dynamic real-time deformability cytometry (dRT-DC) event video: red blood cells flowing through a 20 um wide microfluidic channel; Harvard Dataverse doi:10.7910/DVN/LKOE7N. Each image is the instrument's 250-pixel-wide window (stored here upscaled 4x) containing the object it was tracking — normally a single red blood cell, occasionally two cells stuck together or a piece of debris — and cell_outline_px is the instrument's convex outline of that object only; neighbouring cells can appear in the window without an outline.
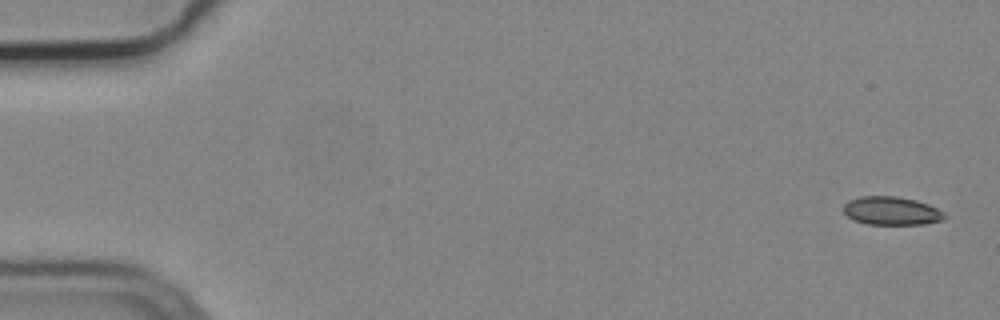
{"species": "common noctule bat (a hibernating species)", "species_latin": "Nyctalus noctula", "temperature_condition": "cold", "stored_images_in_passage": 5, "camera_frame_rate_fps": 3000, "um_per_image_px": 0.085, "animal": {"sex": "male", "body_mass_g": 19.2, "forearm_length_mm": 51.8}, "frame": {"image": 1, "passage_image": 1, "time_ms": 0.0, "image_size_px": [1000, 320], "cell_outline_px": [[948, 216], [944, 220], [924, 224], [868, 224], [856, 220], [848, 216], [844, 212], [844, 204], [848, 200], [860, 196], [896, 196], [916, 200], [928, 204], [944, 212]], "centroid_in_image_um": [75.81, 17.91], "position_along_channel_um": 9.2, "area_um2": 16.7}}
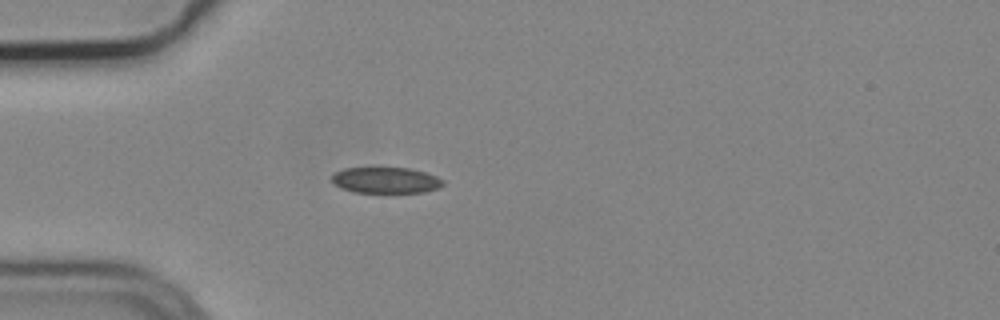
{"frame": {"image": 2, "passage_image": 4, "time_ms": 1.0, "image_size_px": [1000, 320], "cell_outline_px": [[444, 184], [436, 188], [424, 192], [352, 192], [340, 188], [332, 180], [332, 172], [344, 168], [408, 168], [424, 172], [436, 176], [444, 180]], "centroid_in_image_um": [32.76, 15.31], "position_along_channel_um": 52.2, "area_um2": 16.76}}